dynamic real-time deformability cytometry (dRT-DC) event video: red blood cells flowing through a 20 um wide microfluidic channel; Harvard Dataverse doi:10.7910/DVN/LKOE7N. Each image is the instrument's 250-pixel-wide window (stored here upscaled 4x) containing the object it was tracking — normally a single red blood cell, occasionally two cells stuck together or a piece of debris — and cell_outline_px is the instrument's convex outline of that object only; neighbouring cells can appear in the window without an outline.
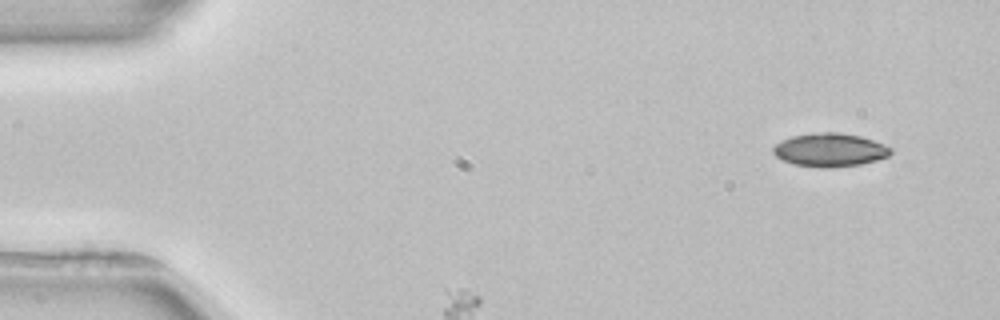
{"species": "common noctule bat (a hibernating species)", "species_latin": "Nyctalus noctula", "temperature_condition": "room temperature", "stored_images_in_passage": 3, "camera_frame_rate_fps": 3000, "um_per_image_px": 0.085, "animal": {"sex": "female", "body_mass_g": 22.7, "forearm_length_mm": 54.2}, "frame": {"image": 1, "passage_image": 1, "time_ms": 0.0, "image_size_px": [1000, 320], "cell_outline_px": [[892, 152], [888, 156], [876, 160], [860, 164], [828, 168], [820, 168], [792, 164], [776, 156], [772, 152], [772, 148], [780, 140], [792, 136], [820, 132], [836, 132], [860, 136], [884, 144], [892, 148]], "centroid_in_image_um": [70.52, 12.75], "position_along_channel_um": 14.5, "area_um2": 22.89}}